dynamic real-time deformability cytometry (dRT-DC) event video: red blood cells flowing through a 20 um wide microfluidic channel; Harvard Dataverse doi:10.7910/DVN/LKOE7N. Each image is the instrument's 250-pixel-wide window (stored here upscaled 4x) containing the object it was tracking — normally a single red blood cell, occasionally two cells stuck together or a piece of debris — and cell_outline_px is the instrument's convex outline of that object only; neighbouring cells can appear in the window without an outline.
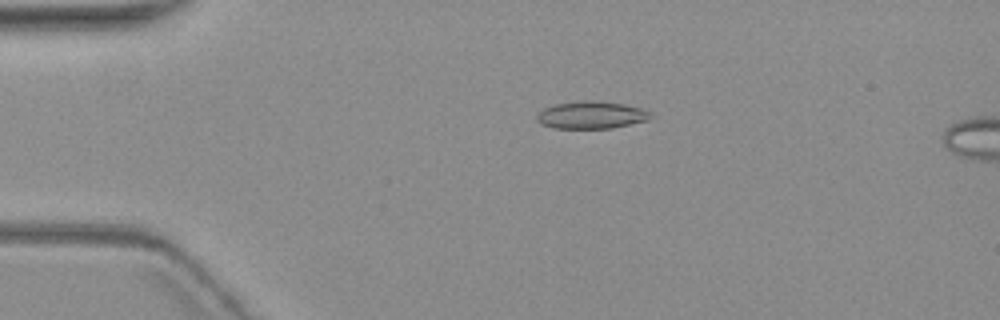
{"species": "common noctule bat (a hibernating species)", "species_latin": "Nyctalus noctula", "temperature_condition": "warm", "stored_images_in_passage": 5, "camera_frame_rate_fps": 3000, "um_per_image_px": 0.085, "animal": {"sex": "female", "body_mass_g": 19.3, "forearm_length_mm": 54.1}, "frame": {"image": 1, "passage_image": 3, "time_ms": 2.333, "image_size_px": [1000, 320], "cell_outline_px": [[652, 116], [648, 120], [612, 128], [552, 128], [540, 124], [536, 120], [536, 116], [544, 108], [556, 104], [588, 100], [592, 100], [624, 104], [640, 108], [648, 112]], "centroid_in_image_um": [50.23, 9.78], "position_along_channel_um": 34.8, "area_um2": 17.98}}